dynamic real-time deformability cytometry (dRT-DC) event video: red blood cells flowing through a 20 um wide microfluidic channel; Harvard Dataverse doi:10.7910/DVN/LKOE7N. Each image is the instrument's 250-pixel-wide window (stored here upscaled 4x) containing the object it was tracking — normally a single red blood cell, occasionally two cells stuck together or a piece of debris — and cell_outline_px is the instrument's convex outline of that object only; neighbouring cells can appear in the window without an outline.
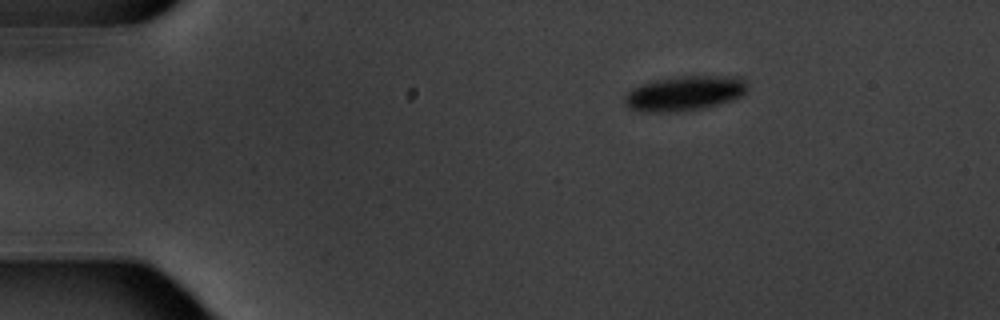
{"species": "common noctule bat (a hibernating species)", "species_latin": "Nyctalus noctula", "temperature_condition": "warm", "stored_images_in_passage": 3, "camera_frame_rate_fps": 3000, "um_per_image_px": 0.085, "animal": {"sex": "male", "body_mass_g": 20.1, "forearm_length_mm": 53.5}, "frame": {"image": 1, "passage_image": 1, "time_ms": 0.0, "image_size_px": [1000, 320], "cell_outline_px": [[748, 88], [740, 96], [732, 100], [720, 104], [704, 108], [676, 112], [644, 112], [632, 108], [624, 104], [624, 96], [632, 88], [640, 84], [656, 80], [680, 76], [744, 76], [748, 84]], "centroid_in_image_um": [58.22, 7.92], "position_along_channel_um": 26.8, "area_um2": 25.14}}